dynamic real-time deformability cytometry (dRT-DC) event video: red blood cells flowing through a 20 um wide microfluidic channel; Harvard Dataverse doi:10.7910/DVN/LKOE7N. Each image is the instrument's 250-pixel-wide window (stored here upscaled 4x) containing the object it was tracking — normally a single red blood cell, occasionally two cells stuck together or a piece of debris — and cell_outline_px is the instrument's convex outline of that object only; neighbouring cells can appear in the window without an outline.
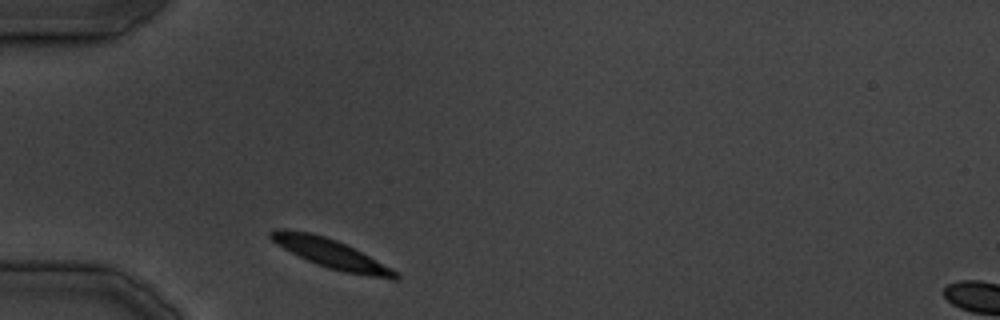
{"species": "common noctule bat (a hibernating species)", "species_latin": "Nyctalus noctula", "temperature_condition": "cold", "stored_images_in_passage": 24, "camera_frame_rate_fps": 3000, "um_per_image_px": 0.085, "animal": {"sex": "male", "body_mass_g": 19.5, "forearm_length_mm": 54.6}, "frame": {"image": 1, "passage_image": 1, "time_ms": 0.0, "image_size_px": [1000, 320], "cell_outline_px": [[400, 276], [396, 280], [392, 280], [344, 272], [328, 268], [308, 260], [276, 244], [268, 236], [268, 232], [272, 228], [284, 228], [312, 232], [336, 240], [400, 272]], "centroid_in_image_um": [28.11, 21.55], "position_along_channel_um": 56.9, "area_um2": 21.1}}
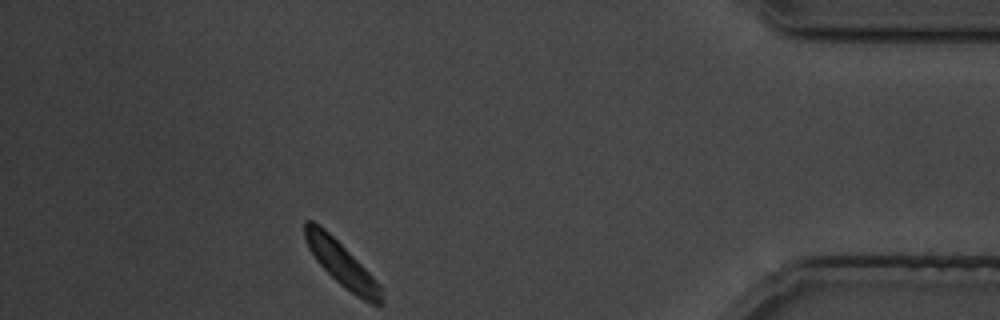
{"frame": {"image": 2, "passage_image": 24, "time_ms": 29.333, "image_size_px": [1000, 320], "cell_outline_px": [[384, 304], [372, 304], [356, 296], [344, 288], [316, 260], [308, 248], [304, 236], [304, 220], [312, 220], [324, 228], [380, 284], [384, 300]], "centroid_in_image_um": [29.03, 22.45], "position_along_channel_um": 406.2, "area_um2": 19.31}}